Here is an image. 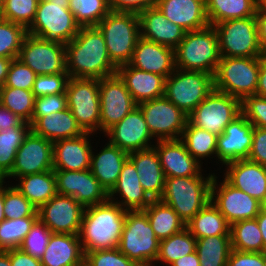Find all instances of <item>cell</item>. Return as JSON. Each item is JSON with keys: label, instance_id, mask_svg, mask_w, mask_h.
<instances>
[{"label": "cell", "instance_id": "obj_1", "mask_svg": "<svg viewBox=\"0 0 266 266\" xmlns=\"http://www.w3.org/2000/svg\"><path fill=\"white\" fill-rule=\"evenodd\" d=\"M67 73L71 78L102 79L116 74L102 32L96 27H80L67 44Z\"/></svg>", "mask_w": 266, "mask_h": 266}, {"label": "cell", "instance_id": "obj_29", "mask_svg": "<svg viewBox=\"0 0 266 266\" xmlns=\"http://www.w3.org/2000/svg\"><path fill=\"white\" fill-rule=\"evenodd\" d=\"M115 193L123 198L115 203L126 211L144 210L153 200L142 188L136 167L129 158L122 167L116 185L109 192V200L114 202Z\"/></svg>", "mask_w": 266, "mask_h": 266}, {"label": "cell", "instance_id": "obj_58", "mask_svg": "<svg viewBox=\"0 0 266 266\" xmlns=\"http://www.w3.org/2000/svg\"><path fill=\"white\" fill-rule=\"evenodd\" d=\"M11 266H42L40 259L34 258L20 249H10Z\"/></svg>", "mask_w": 266, "mask_h": 266}, {"label": "cell", "instance_id": "obj_48", "mask_svg": "<svg viewBox=\"0 0 266 266\" xmlns=\"http://www.w3.org/2000/svg\"><path fill=\"white\" fill-rule=\"evenodd\" d=\"M4 214L6 219L38 217L36 207L14 186L4 188Z\"/></svg>", "mask_w": 266, "mask_h": 266}, {"label": "cell", "instance_id": "obj_65", "mask_svg": "<svg viewBox=\"0 0 266 266\" xmlns=\"http://www.w3.org/2000/svg\"><path fill=\"white\" fill-rule=\"evenodd\" d=\"M6 219L4 214V186L3 181H0V223Z\"/></svg>", "mask_w": 266, "mask_h": 266}, {"label": "cell", "instance_id": "obj_38", "mask_svg": "<svg viewBox=\"0 0 266 266\" xmlns=\"http://www.w3.org/2000/svg\"><path fill=\"white\" fill-rule=\"evenodd\" d=\"M231 249L230 235L196 239V253L200 266H227Z\"/></svg>", "mask_w": 266, "mask_h": 266}, {"label": "cell", "instance_id": "obj_68", "mask_svg": "<svg viewBox=\"0 0 266 266\" xmlns=\"http://www.w3.org/2000/svg\"><path fill=\"white\" fill-rule=\"evenodd\" d=\"M266 6V0H260Z\"/></svg>", "mask_w": 266, "mask_h": 266}, {"label": "cell", "instance_id": "obj_26", "mask_svg": "<svg viewBox=\"0 0 266 266\" xmlns=\"http://www.w3.org/2000/svg\"><path fill=\"white\" fill-rule=\"evenodd\" d=\"M141 37L175 49L184 38L186 31L170 22L156 7H149L139 14Z\"/></svg>", "mask_w": 266, "mask_h": 266}, {"label": "cell", "instance_id": "obj_63", "mask_svg": "<svg viewBox=\"0 0 266 266\" xmlns=\"http://www.w3.org/2000/svg\"><path fill=\"white\" fill-rule=\"evenodd\" d=\"M12 60L13 59L10 58L0 57V87H2L6 81Z\"/></svg>", "mask_w": 266, "mask_h": 266}, {"label": "cell", "instance_id": "obj_50", "mask_svg": "<svg viewBox=\"0 0 266 266\" xmlns=\"http://www.w3.org/2000/svg\"><path fill=\"white\" fill-rule=\"evenodd\" d=\"M85 266H138L118 248L95 250L84 252Z\"/></svg>", "mask_w": 266, "mask_h": 266}, {"label": "cell", "instance_id": "obj_60", "mask_svg": "<svg viewBox=\"0 0 266 266\" xmlns=\"http://www.w3.org/2000/svg\"><path fill=\"white\" fill-rule=\"evenodd\" d=\"M26 122L0 104V130L22 127Z\"/></svg>", "mask_w": 266, "mask_h": 266}, {"label": "cell", "instance_id": "obj_46", "mask_svg": "<svg viewBox=\"0 0 266 266\" xmlns=\"http://www.w3.org/2000/svg\"><path fill=\"white\" fill-rule=\"evenodd\" d=\"M27 29L0 17V57L17 59Z\"/></svg>", "mask_w": 266, "mask_h": 266}, {"label": "cell", "instance_id": "obj_7", "mask_svg": "<svg viewBox=\"0 0 266 266\" xmlns=\"http://www.w3.org/2000/svg\"><path fill=\"white\" fill-rule=\"evenodd\" d=\"M260 57H221L213 76L214 89L242 101L256 94Z\"/></svg>", "mask_w": 266, "mask_h": 266}, {"label": "cell", "instance_id": "obj_17", "mask_svg": "<svg viewBox=\"0 0 266 266\" xmlns=\"http://www.w3.org/2000/svg\"><path fill=\"white\" fill-rule=\"evenodd\" d=\"M85 207L72 196L56 194L38 210V219L52 233L79 234Z\"/></svg>", "mask_w": 266, "mask_h": 266}, {"label": "cell", "instance_id": "obj_43", "mask_svg": "<svg viewBox=\"0 0 266 266\" xmlns=\"http://www.w3.org/2000/svg\"><path fill=\"white\" fill-rule=\"evenodd\" d=\"M34 103L35 96L31 90L0 87V104L20 117L26 123H31Z\"/></svg>", "mask_w": 266, "mask_h": 266}, {"label": "cell", "instance_id": "obj_40", "mask_svg": "<svg viewBox=\"0 0 266 266\" xmlns=\"http://www.w3.org/2000/svg\"><path fill=\"white\" fill-rule=\"evenodd\" d=\"M231 248L246 252H264L262 234L256 219L241 220L230 225Z\"/></svg>", "mask_w": 266, "mask_h": 266}, {"label": "cell", "instance_id": "obj_54", "mask_svg": "<svg viewBox=\"0 0 266 266\" xmlns=\"http://www.w3.org/2000/svg\"><path fill=\"white\" fill-rule=\"evenodd\" d=\"M67 108L66 91L61 94L47 95L35 98L34 111L30 125L32 126L40 117L53 112H60Z\"/></svg>", "mask_w": 266, "mask_h": 266}, {"label": "cell", "instance_id": "obj_37", "mask_svg": "<svg viewBox=\"0 0 266 266\" xmlns=\"http://www.w3.org/2000/svg\"><path fill=\"white\" fill-rule=\"evenodd\" d=\"M186 228L196 239L230 235V224L211 201L186 224Z\"/></svg>", "mask_w": 266, "mask_h": 266}, {"label": "cell", "instance_id": "obj_23", "mask_svg": "<svg viewBox=\"0 0 266 266\" xmlns=\"http://www.w3.org/2000/svg\"><path fill=\"white\" fill-rule=\"evenodd\" d=\"M128 64L167 79L176 69L175 49L140 37Z\"/></svg>", "mask_w": 266, "mask_h": 266}, {"label": "cell", "instance_id": "obj_34", "mask_svg": "<svg viewBox=\"0 0 266 266\" xmlns=\"http://www.w3.org/2000/svg\"><path fill=\"white\" fill-rule=\"evenodd\" d=\"M20 183L15 187L38 210L56 194L54 170L19 177Z\"/></svg>", "mask_w": 266, "mask_h": 266}, {"label": "cell", "instance_id": "obj_12", "mask_svg": "<svg viewBox=\"0 0 266 266\" xmlns=\"http://www.w3.org/2000/svg\"><path fill=\"white\" fill-rule=\"evenodd\" d=\"M241 114V101L229 94L213 89L212 92L187 116L198 128L217 136Z\"/></svg>", "mask_w": 266, "mask_h": 266}, {"label": "cell", "instance_id": "obj_2", "mask_svg": "<svg viewBox=\"0 0 266 266\" xmlns=\"http://www.w3.org/2000/svg\"><path fill=\"white\" fill-rule=\"evenodd\" d=\"M126 210L111 200L85 207L79 239L84 252L118 248Z\"/></svg>", "mask_w": 266, "mask_h": 266}, {"label": "cell", "instance_id": "obj_56", "mask_svg": "<svg viewBox=\"0 0 266 266\" xmlns=\"http://www.w3.org/2000/svg\"><path fill=\"white\" fill-rule=\"evenodd\" d=\"M248 160L266 166V129L254 126Z\"/></svg>", "mask_w": 266, "mask_h": 266}, {"label": "cell", "instance_id": "obj_5", "mask_svg": "<svg viewBox=\"0 0 266 266\" xmlns=\"http://www.w3.org/2000/svg\"><path fill=\"white\" fill-rule=\"evenodd\" d=\"M213 176L214 174L207 178L202 176L165 178L164 192L160 200L171 206L187 224L211 201Z\"/></svg>", "mask_w": 266, "mask_h": 266}, {"label": "cell", "instance_id": "obj_3", "mask_svg": "<svg viewBox=\"0 0 266 266\" xmlns=\"http://www.w3.org/2000/svg\"><path fill=\"white\" fill-rule=\"evenodd\" d=\"M220 59L219 38L213 25L186 32L175 48V65L180 70L202 71L214 76Z\"/></svg>", "mask_w": 266, "mask_h": 266}, {"label": "cell", "instance_id": "obj_42", "mask_svg": "<svg viewBox=\"0 0 266 266\" xmlns=\"http://www.w3.org/2000/svg\"><path fill=\"white\" fill-rule=\"evenodd\" d=\"M196 251V238L187 228L160 241L156 261L171 265L177 259Z\"/></svg>", "mask_w": 266, "mask_h": 266}, {"label": "cell", "instance_id": "obj_49", "mask_svg": "<svg viewBox=\"0 0 266 266\" xmlns=\"http://www.w3.org/2000/svg\"><path fill=\"white\" fill-rule=\"evenodd\" d=\"M51 235L50 229L38 219L24 238L19 249L34 258L41 259Z\"/></svg>", "mask_w": 266, "mask_h": 266}, {"label": "cell", "instance_id": "obj_66", "mask_svg": "<svg viewBox=\"0 0 266 266\" xmlns=\"http://www.w3.org/2000/svg\"><path fill=\"white\" fill-rule=\"evenodd\" d=\"M0 266H11L10 250L0 251Z\"/></svg>", "mask_w": 266, "mask_h": 266}, {"label": "cell", "instance_id": "obj_16", "mask_svg": "<svg viewBox=\"0 0 266 266\" xmlns=\"http://www.w3.org/2000/svg\"><path fill=\"white\" fill-rule=\"evenodd\" d=\"M216 185L217 180L214 175L211 184V202L230 225L241 220L255 219L258 216L262 203L257 199L234 188L225 179L220 187H217L218 191Z\"/></svg>", "mask_w": 266, "mask_h": 266}, {"label": "cell", "instance_id": "obj_27", "mask_svg": "<svg viewBox=\"0 0 266 266\" xmlns=\"http://www.w3.org/2000/svg\"><path fill=\"white\" fill-rule=\"evenodd\" d=\"M116 74L124 82L137 105L164 96V76L136 69L129 64L117 67Z\"/></svg>", "mask_w": 266, "mask_h": 266}, {"label": "cell", "instance_id": "obj_30", "mask_svg": "<svg viewBox=\"0 0 266 266\" xmlns=\"http://www.w3.org/2000/svg\"><path fill=\"white\" fill-rule=\"evenodd\" d=\"M128 158L136 167L140 184L153 199H160L164 192L165 175L160 164L158 153L154 147L128 154Z\"/></svg>", "mask_w": 266, "mask_h": 266}, {"label": "cell", "instance_id": "obj_13", "mask_svg": "<svg viewBox=\"0 0 266 266\" xmlns=\"http://www.w3.org/2000/svg\"><path fill=\"white\" fill-rule=\"evenodd\" d=\"M37 75L67 73L65 44L26 34L18 55Z\"/></svg>", "mask_w": 266, "mask_h": 266}, {"label": "cell", "instance_id": "obj_67", "mask_svg": "<svg viewBox=\"0 0 266 266\" xmlns=\"http://www.w3.org/2000/svg\"><path fill=\"white\" fill-rule=\"evenodd\" d=\"M262 210L266 212V197L265 200L262 202Z\"/></svg>", "mask_w": 266, "mask_h": 266}, {"label": "cell", "instance_id": "obj_61", "mask_svg": "<svg viewBox=\"0 0 266 266\" xmlns=\"http://www.w3.org/2000/svg\"><path fill=\"white\" fill-rule=\"evenodd\" d=\"M256 95L266 97V52L260 56V71Z\"/></svg>", "mask_w": 266, "mask_h": 266}, {"label": "cell", "instance_id": "obj_28", "mask_svg": "<svg viewBox=\"0 0 266 266\" xmlns=\"http://www.w3.org/2000/svg\"><path fill=\"white\" fill-rule=\"evenodd\" d=\"M156 7L170 22L179 25L186 32L209 25L205 0H157Z\"/></svg>", "mask_w": 266, "mask_h": 266}, {"label": "cell", "instance_id": "obj_21", "mask_svg": "<svg viewBox=\"0 0 266 266\" xmlns=\"http://www.w3.org/2000/svg\"><path fill=\"white\" fill-rule=\"evenodd\" d=\"M254 125L242 114L236 117L217 137V157L224 165L248 159L252 146Z\"/></svg>", "mask_w": 266, "mask_h": 266}, {"label": "cell", "instance_id": "obj_9", "mask_svg": "<svg viewBox=\"0 0 266 266\" xmlns=\"http://www.w3.org/2000/svg\"><path fill=\"white\" fill-rule=\"evenodd\" d=\"M213 89V75L176 68L165 81L164 96L188 116Z\"/></svg>", "mask_w": 266, "mask_h": 266}, {"label": "cell", "instance_id": "obj_4", "mask_svg": "<svg viewBox=\"0 0 266 266\" xmlns=\"http://www.w3.org/2000/svg\"><path fill=\"white\" fill-rule=\"evenodd\" d=\"M96 27L102 32L112 63L116 67L128 64L141 37L139 15L110 11Z\"/></svg>", "mask_w": 266, "mask_h": 266}, {"label": "cell", "instance_id": "obj_24", "mask_svg": "<svg viewBox=\"0 0 266 266\" xmlns=\"http://www.w3.org/2000/svg\"><path fill=\"white\" fill-rule=\"evenodd\" d=\"M225 180L234 188L263 202L266 197V166L248 159L235 160L227 164Z\"/></svg>", "mask_w": 266, "mask_h": 266}, {"label": "cell", "instance_id": "obj_52", "mask_svg": "<svg viewBox=\"0 0 266 266\" xmlns=\"http://www.w3.org/2000/svg\"><path fill=\"white\" fill-rule=\"evenodd\" d=\"M68 79V73L37 75L32 92L35 98L64 93Z\"/></svg>", "mask_w": 266, "mask_h": 266}, {"label": "cell", "instance_id": "obj_53", "mask_svg": "<svg viewBox=\"0 0 266 266\" xmlns=\"http://www.w3.org/2000/svg\"><path fill=\"white\" fill-rule=\"evenodd\" d=\"M241 114L255 127L266 129V97L256 94L241 101Z\"/></svg>", "mask_w": 266, "mask_h": 266}, {"label": "cell", "instance_id": "obj_35", "mask_svg": "<svg viewBox=\"0 0 266 266\" xmlns=\"http://www.w3.org/2000/svg\"><path fill=\"white\" fill-rule=\"evenodd\" d=\"M260 0H205L209 25L256 15Z\"/></svg>", "mask_w": 266, "mask_h": 266}, {"label": "cell", "instance_id": "obj_20", "mask_svg": "<svg viewBox=\"0 0 266 266\" xmlns=\"http://www.w3.org/2000/svg\"><path fill=\"white\" fill-rule=\"evenodd\" d=\"M109 143L129 153L152 148L149 145L152 137L141 109L136 106L119 123L109 128Z\"/></svg>", "mask_w": 266, "mask_h": 266}, {"label": "cell", "instance_id": "obj_51", "mask_svg": "<svg viewBox=\"0 0 266 266\" xmlns=\"http://www.w3.org/2000/svg\"><path fill=\"white\" fill-rule=\"evenodd\" d=\"M37 74L19 59H13L2 87L21 88L23 90L33 89Z\"/></svg>", "mask_w": 266, "mask_h": 266}, {"label": "cell", "instance_id": "obj_14", "mask_svg": "<svg viewBox=\"0 0 266 266\" xmlns=\"http://www.w3.org/2000/svg\"><path fill=\"white\" fill-rule=\"evenodd\" d=\"M145 118L152 137L157 140L180 139L187 115L165 96L137 105Z\"/></svg>", "mask_w": 266, "mask_h": 266}, {"label": "cell", "instance_id": "obj_44", "mask_svg": "<svg viewBox=\"0 0 266 266\" xmlns=\"http://www.w3.org/2000/svg\"><path fill=\"white\" fill-rule=\"evenodd\" d=\"M69 10L80 27L97 26L111 11L108 0H69Z\"/></svg>", "mask_w": 266, "mask_h": 266}, {"label": "cell", "instance_id": "obj_64", "mask_svg": "<svg viewBox=\"0 0 266 266\" xmlns=\"http://www.w3.org/2000/svg\"><path fill=\"white\" fill-rule=\"evenodd\" d=\"M255 219L257 220L259 229L262 234V239L264 243V252L266 253V212L261 209L260 213Z\"/></svg>", "mask_w": 266, "mask_h": 266}, {"label": "cell", "instance_id": "obj_8", "mask_svg": "<svg viewBox=\"0 0 266 266\" xmlns=\"http://www.w3.org/2000/svg\"><path fill=\"white\" fill-rule=\"evenodd\" d=\"M69 0L40 1L27 33L51 41L67 44L79 31Z\"/></svg>", "mask_w": 266, "mask_h": 266}, {"label": "cell", "instance_id": "obj_59", "mask_svg": "<svg viewBox=\"0 0 266 266\" xmlns=\"http://www.w3.org/2000/svg\"><path fill=\"white\" fill-rule=\"evenodd\" d=\"M258 37L261 48L266 52V6L260 1L256 15Z\"/></svg>", "mask_w": 266, "mask_h": 266}, {"label": "cell", "instance_id": "obj_45", "mask_svg": "<svg viewBox=\"0 0 266 266\" xmlns=\"http://www.w3.org/2000/svg\"><path fill=\"white\" fill-rule=\"evenodd\" d=\"M38 217L4 219L0 223V251L19 249Z\"/></svg>", "mask_w": 266, "mask_h": 266}, {"label": "cell", "instance_id": "obj_47", "mask_svg": "<svg viewBox=\"0 0 266 266\" xmlns=\"http://www.w3.org/2000/svg\"><path fill=\"white\" fill-rule=\"evenodd\" d=\"M38 3L39 0H4L0 6V17L27 29L35 18Z\"/></svg>", "mask_w": 266, "mask_h": 266}, {"label": "cell", "instance_id": "obj_39", "mask_svg": "<svg viewBox=\"0 0 266 266\" xmlns=\"http://www.w3.org/2000/svg\"><path fill=\"white\" fill-rule=\"evenodd\" d=\"M31 130L30 123H25L22 127H10L0 130V180L11 172L18 148L23 143L24 138Z\"/></svg>", "mask_w": 266, "mask_h": 266}, {"label": "cell", "instance_id": "obj_10", "mask_svg": "<svg viewBox=\"0 0 266 266\" xmlns=\"http://www.w3.org/2000/svg\"><path fill=\"white\" fill-rule=\"evenodd\" d=\"M221 57H260L261 48L255 16L232 19L214 25Z\"/></svg>", "mask_w": 266, "mask_h": 266}, {"label": "cell", "instance_id": "obj_57", "mask_svg": "<svg viewBox=\"0 0 266 266\" xmlns=\"http://www.w3.org/2000/svg\"><path fill=\"white\" fill-rule=\"evenodd\" d=\"M111 11L133 12L139 14L141 11L156 6L157 0H108Z\"/></svg>", "mask_w": 266, "mask_h": 266}, {"label": "cell", "instance_id": "obj_31", "mask_svg": "<svg viewBox=\"0 0 266 266\" xmlns=\"http://www.w3.org/2000/svg\"><path fill=\"white\" fill-rule=\"evenodd\" d=\"M84 258L78 234L52 233L40 261L42 266H80Z\"/></svg>", "mask_w": 266, "mask_h": 266}, {"label": "cell", "instance_id": "obj_15", "mask_svg": "<svg viewBox=\"0 0 266 266\" xmlns=\"http://www.w3.org/2000/svg\"><path fill=\"white\" fill-rule=\"evenodd\" d=\"M100 131L119 123L137 104L124 82L115 74L99 79Z\"/></svg>", "mask_w": 266, "mask_h": 266}, {"label": "cell", "instance_id": "obj_22", "mask_svg": "<svg viewBox=\"0 0 266 266\" xmlns=\"http://www.w3.org/2000/svg\"><path fill=\"white\" fill-rule=\"evenodd\" d=\"M156 146L166 178L202 176L200 162L187 151L181 139L157 140Z\"/></svg>", "mask_w": 266, "mask_h": 266}, {"label": "cell", "instance_id": "obj_25", "mask_svg": "<svg viewBox=\"0 0 266 266\" xmlns=\"http://www.w3.org/2000/svg\"><path fill=\"white\" fill-rule=\"evenodd\" d=\"M61 139L53 142V170L54 171H82L90 169L92 147L88 135Z\"/></svg>", "mask_w": 266, "mask_h": 266}, {"label": "cell", "instance_id": "obj_33", "mask_svg": "<svg viewBox=\"0 0 266 266\" xmlns=\"http://www.w3.org/2000/svg\"><path fill=\"white\" fill-rule=\"evenodd\" d=\"M31 130L52 143L61 139L75 138L85 133L68 107L63 111L40 117L31 126Z\"/></svg>", "mask_w": 266, "mask_h": 266}, {"label": "cell", "instance_id": "obj_62", "mask_svg": "<svg viewBox=\"0 0 266 266\" xmlns=\"http://www.w3.org/2000/svg\"><path fill=\"white\" fill-rule=\"evenodd\" d=\"M170 266H200L198 255L195 252L185 255L176 261H174Z\"/></svg>", "mask_w": 266, "mask_h": 266}, {"label": "cell", "instance_id": "obj_19", "mask_svg": "<svg viewBox=\"0 0 266 266\" xmlns=\"http://www.w3.org/2000/svg\"><path fill=\"white\" fill-rule=\"evenodd\" d=\"M57 194L72 196L84 207L103 203L109 193L93 176L90 169L82 171H54Z\"/></svg>", "mask_w": 266, "mask_h": 266}, {"label": "cell", "instance_id": "obj_18", "mask_svg": "<svg viewBox=\"0 0 266 266\" xmlns=\"http://www.w3.org/2000/svg\"><path fill=\"white\" fill-rule=\"evenodd\" d=\"M53 170V143L32 130L18 148L11 172L6 177H22Z\"/></svg>", "mask_w": 266, "mask_h": 266}, {"label": "cell", "instance_id": "obj_36", "mask_svg": "<svg viewBox=\"0 0 266 266\" xmlns=\"http://www.w3.org/2000/svg\"><path fill=\"white\" fill-rule=\"evenodd\" d=\"M143 211L147 214L155 236L160 241L186 228V224L174 209L160 199L152 200Z\"/></svg>", "mask_w": 266, "mask_h": 266}, {"label": "cell", "instance_id": "obj_11", "mask_svg": "<svg viewBox=\"0 0 266 266\" xmlns=\"http://www.w3.org/2000/svg\"><path fill=\"white\" fill-rule=\"evenodd\" d=\"M66 94L67 107L81 129L89 133L100 130L99 79L69 77Z\"/></svg>", "mask_w": 266, "mask_h": 266}, {"label": "cell", "instance_id": "obj_32", "mask_svg": "<svg viewBox=\"0 0 266 266\" xmlns=\"http://www.w3.org/2000/svg\"><path fill=\"white\" fill-rule=\"evenodd\" d=\"M99 154L91 153L90 171L109 193L116 185L128 153L110 143Z\"/></svg>", "mask_w": 266, "mask_h": 266}, {"label": "cell", "instance_id": "obj_41", "mask_svg": "<svg viewBox=\"0 0 266 266\" xmlns=\"http://www.w3.org/2000/svg\"><path fill=\"white\" fill-rule=\"evenodd\" d=\"M217 135L204 129L193 126L188 120L180 139L184 142L187 151L198 161L199 158L217 156Z\"/></svg>", "mask_w": 266, "mask_h": 266}, {"label": "cell", "instance_id": "obj_55", "mask_svg": "<svg viewBox=\"0 0 266 266\" xmlns=\"http://www.w3.org/2000/svg\"><path fill=\"white\" fill-rule=\"evenodd\" d=\"M227 266H266V253L231 249Z\"/></svg>", "mask_w": 266, "mask_h": 266}, {"label": "cell", "instance_id": "obj_6", "mask_svg": "<svg viewBox=\"0 0 266 266\" xmlns=\"http://www.w3.org/2000/svg\"><path fill=\"white\" fill-rule=\"evenodd\" d=\"M159 246L147 214L143 210L127 211L119 251L138 266H151L158 257Z\"/></svg>", "mask_w": 266, "mask_h": 266}]
</instances>
